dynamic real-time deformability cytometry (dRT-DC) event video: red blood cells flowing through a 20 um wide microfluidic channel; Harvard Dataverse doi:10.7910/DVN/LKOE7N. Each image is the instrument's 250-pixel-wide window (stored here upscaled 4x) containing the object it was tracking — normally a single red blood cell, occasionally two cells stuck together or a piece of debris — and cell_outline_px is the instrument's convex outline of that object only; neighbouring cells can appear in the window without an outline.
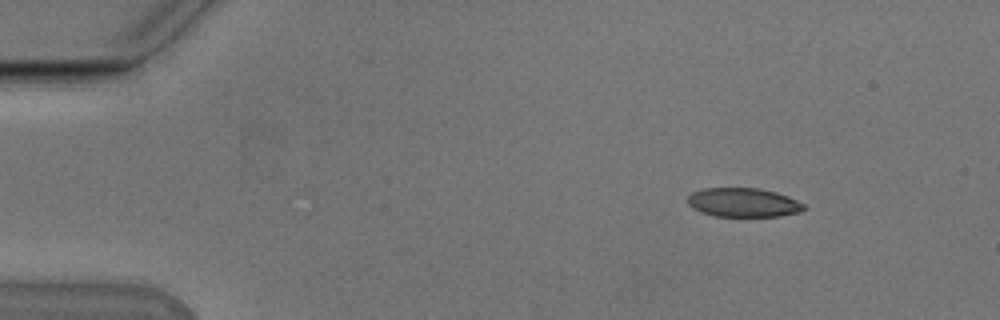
{"species": "Egyptian fruit bat (a non-hibernating species)", "species_latin": "Rousettus aegyptiacus", "temperature_condition": "cold", "stored_images_in_passage": 21, "camera_frame_rate_fps": 3000, "um_per_image_px": 0.085, "animal": {"sex": "male"}, "frame": {"image": 1, "passage_image": 1, "time_ms": 0.0, "image_size_px": [1000, 320], "cell_outline_px": [[804, 208], [800, 212], [780, 216], [716, 216], [692, 208], [688, 204], [688, 196], [692, 192], [704, 188], [760, 188], [776, 192], [788, 196], [804, 204]], "centroid_in_image_um": [63.18, 17.2], "position_along_channel_um": 21.8, "area_um2": 19.54}}
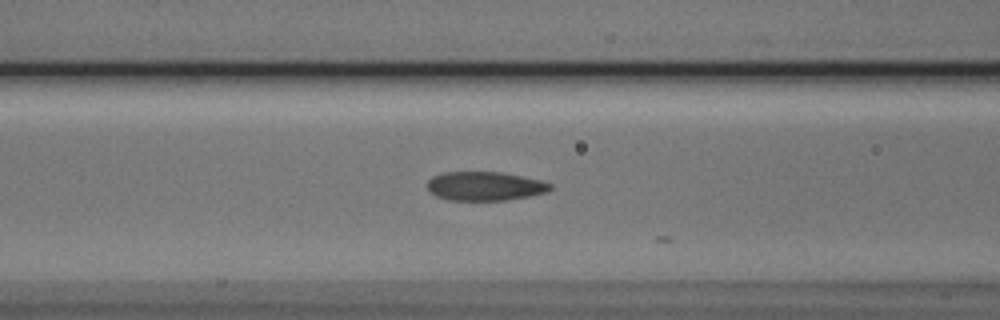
{"frame": {"image": 2, "passage_image": 16, "time_ms": 5.0, "image_size_px": [1000, 320], "cell_outline_px": [[552, 188], [548, 192], [528, 196], [504, 200], [448, 200], [436, 196], [428, 192], [428, 180], [432, 176], [444, 172], [504, 172], [540, 180], [552, 184]], "centroid_in_image_um": [41.2, 15.82], "position_along_channel_um": 125.4, "area_um2": 20.81}}
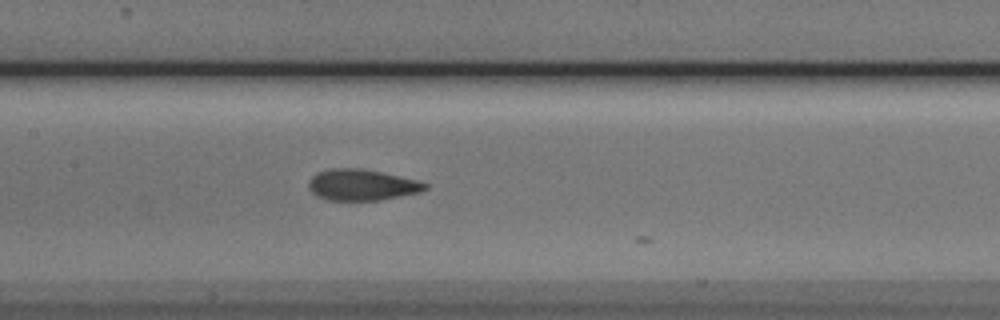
{"frame": {"image": 3, "passage_image": 20, "time_ms": 6.333, "image_size_px": [1000, 320], "cell_outline_px": [[428, 188], [420, 192], [380, 200], [328, 200], [316, 196], [308, 188], [308, 180], [316, 172], [332, 168], [360, 168], [380, 172], [416, 180], [428, 184]], "centroid_in_image_um": [30.71, 15.71], "position_along_channel_um": 176.7, "area_um2": 21.1}}